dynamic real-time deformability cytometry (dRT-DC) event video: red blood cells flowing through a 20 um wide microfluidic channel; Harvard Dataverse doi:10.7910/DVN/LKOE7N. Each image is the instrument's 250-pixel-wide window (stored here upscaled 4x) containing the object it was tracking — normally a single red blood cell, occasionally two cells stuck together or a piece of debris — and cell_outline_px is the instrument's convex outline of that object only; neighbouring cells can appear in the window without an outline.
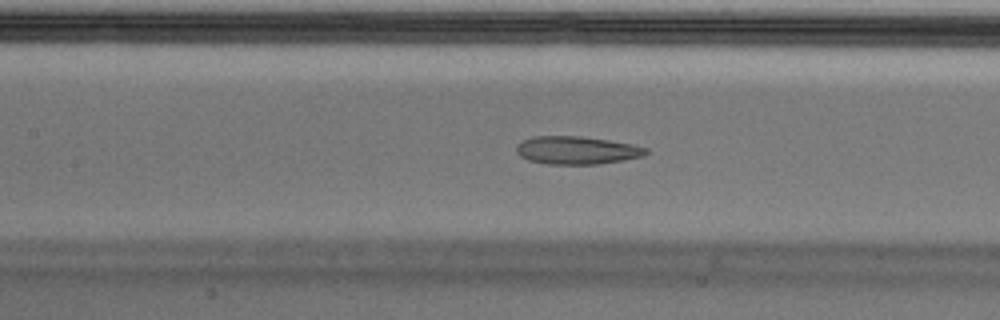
{"species": "Egyptian fruit bat (a non-hibernating species)", "species_latin": "Rousettus aegyptiacus", "temperature_condition": "cold", "stored_images_in_passage": 53, "camera_frame_rate_fps": 3000, "um_per_image_px": 0.085, "animal": {"sex": "male"}, "frame": {"image": 1, "passage_image": 23, "time_ms": 7.333, "image_size_px": [1000, 320], "cell_outline_px": [[648, 152], [644, 156], [624, 160], [596, 164], [544, 164], [528, 160], [520, 156], [516, 152], [516, 144], [532, 136], [580, 136], [608, 140], [632, 144], [648, 148]], "centroid_in_image_um": [49.01, 12.77], "position_along_channel_um": 158.4, "area_um2": 21.21}, "authors_computed_cell_mechanics": {"area_um2": 23.12, "velocity_mm_per_s": 3.6664, "shape_relaxation_time_tau1_ms": null, "shape_relaxation_time_tau2_ms": 1.7916, "deformation_change_tau1": null, "deformation_change_tau2": 0.0927}}